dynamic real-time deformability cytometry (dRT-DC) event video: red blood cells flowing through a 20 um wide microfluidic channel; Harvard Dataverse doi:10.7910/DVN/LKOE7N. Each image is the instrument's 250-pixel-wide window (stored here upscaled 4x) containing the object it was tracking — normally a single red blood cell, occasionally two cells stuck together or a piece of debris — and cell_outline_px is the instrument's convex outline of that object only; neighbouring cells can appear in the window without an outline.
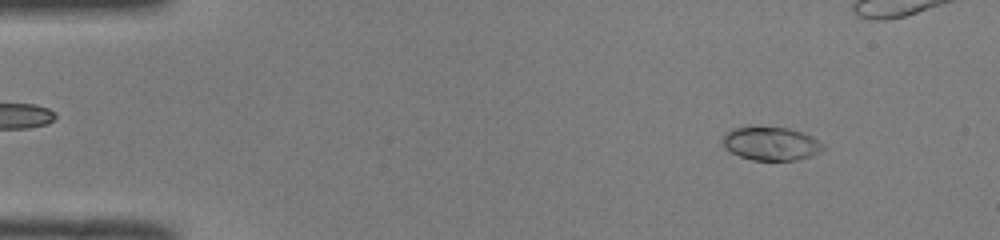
{"species": "common noctule bat (a hibernating species)", "species_latin": "Nyctalus noctula", "temperature_condition": "room temperature", "stored_images_in_passage": 50, "camera_frame_rate_fps": 3000, "um_per_image_px": 0.085, "animal": {"sex": "male", "body_mass_g": 19.0, "forearm_length_mm": 50.8}, "frame": {"image": 1, "passage_image": 5, "time_ms": 1.333, "image_size_px": [1000, 240], "cell_outline_px": [[828, 148], [812, 156], [796, 160], [752, 160], [740, 156], [724, 148], [724, 136], [728, 132], [736, 128], [788, 128], [812, 136], [824, 144]], "centroid_in_image_um": [65.62, 12.24], "position_along_channel_um": 19.4, "area_um2": 19.25}}
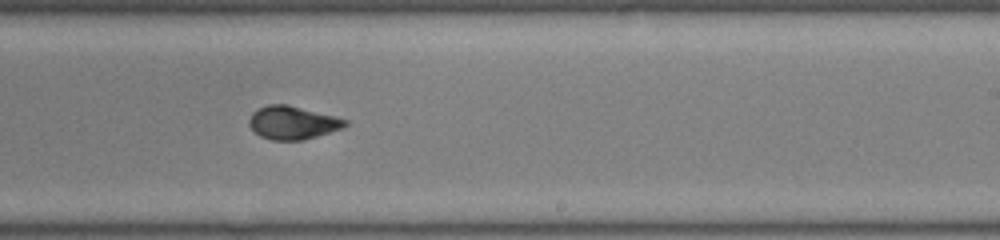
{"frame": {"image": 2, "passage_image": 30, "time_ms": 9.667, "image_size_px": [1000, 240], "cell_outline_px": [[348, 124], [344, 128], [304, 140], [272, 140], [260, 136], [248, 124], [248, 120], [252, 112], [268, 104], [288, 104], [348, 120]], "centroid_in_image_um": [24.87, 10.43], "position_along_channel_um": 264.1, "area_um2": 18.55}}
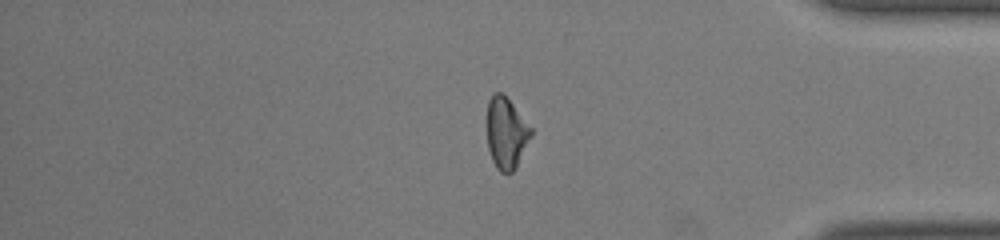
{"frame": {"image": 3, "passage_image": 41, "time_ms": 13.333, "image_size_px": [1000, 240], "cell_outline_px": [[532, 136], [516, 168], [512, 172], [500, 172], [496, 168], [492, 160], [488, 148], [488, 100], [496, 92], [500, 92], [512, 104], [532, 128]], "centroid_in_image_um": [43.05, 11.35], "position_along_channel_um": 392.2, "area_um2": 18.03}, "authors_computed_cell_mechanics": {"area_um2": 18.9584, "velocity_mm_per_s": 4.0822, "shape_relaxation_time_tau1_ms": 4.7864, "shape_relaxation_time_tau2_ms": 1.2986, "deformation_change_tau1": 0.2047, "deformation_change_tau2": 0.0474}}